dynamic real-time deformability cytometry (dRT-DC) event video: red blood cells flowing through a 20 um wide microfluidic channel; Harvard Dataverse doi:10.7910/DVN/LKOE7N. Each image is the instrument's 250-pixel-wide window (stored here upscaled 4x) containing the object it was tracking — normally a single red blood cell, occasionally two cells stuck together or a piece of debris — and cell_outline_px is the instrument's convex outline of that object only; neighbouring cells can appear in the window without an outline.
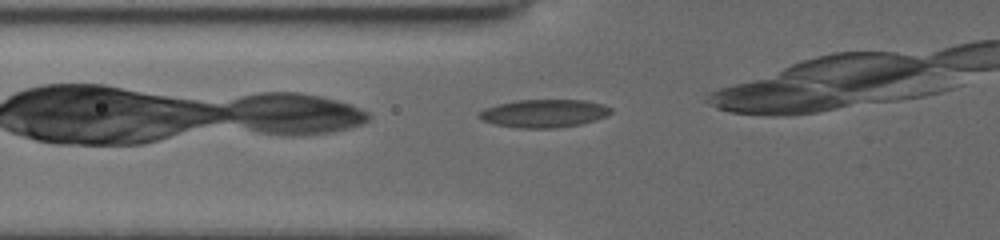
{"species": "common noctule bat (a hibernating species)", "species_latin": "Nyctalus noctula", "temperature_condition": "cold", "stored_images_in_passage": 8, "camera_frame_rate_fps": 3000, "um_per_image_px": 0.085, "animal": {"sex": "female", "body_mass_g": 19.5, "forearm_length_mm": 54.1}, "frame": {"image": 1, "passage_image": 3, "time_ms": 0.667, "image_size_px": [1000, 240], "cell_outline_px": [[612, 112], [596, 120], [580, 124], [552, 128], [520, 128], [496, 124], [484, 120], [476, 116], [480, 112], [488, 108], [500, 104], [516, 100], [584, 100], [604, 104], [612, 108]], "centroid_in_image_um": [46.29, 9.63], "position_along_channel_um": 79.5, "area_um2": 21.21}}